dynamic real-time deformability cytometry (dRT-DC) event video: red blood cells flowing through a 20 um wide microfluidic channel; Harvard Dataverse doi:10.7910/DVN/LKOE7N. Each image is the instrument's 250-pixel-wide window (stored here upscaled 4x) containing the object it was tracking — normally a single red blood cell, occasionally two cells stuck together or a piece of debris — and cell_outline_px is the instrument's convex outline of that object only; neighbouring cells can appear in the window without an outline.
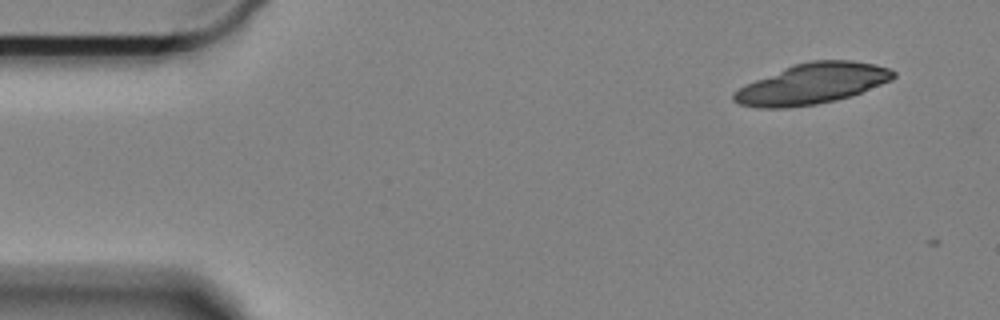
{"species": "Egyptian fruit bat (a non-hibernating species)", "species_latin": "Rousettus aegyptiacus", "temperature_condition": "cold", "stored_images_in_passage": 2, "camera_frame_rate_fps": 3000, "um_per_image_px": 0.085, "animal": {"sex": "female"}, "frame": {"image": 1, "passage_image": 1, "time_ms": 0.0, "image_size_px": [1000, 320], "cell_outline_px": [[896, 76], [892, 80], [852, 96], [816, 104], [784, 108], [760, 108], [740, 104], [732, 100], [732, 92], [744, 84], [792, 64], [812, 60], [852, 60], [876, 64], [888, 68], [896, 72]], "centroid_in_image_um": [69.02, 7.11], "position_along_channel_um": 16.0, "area_um2": 38.03}}